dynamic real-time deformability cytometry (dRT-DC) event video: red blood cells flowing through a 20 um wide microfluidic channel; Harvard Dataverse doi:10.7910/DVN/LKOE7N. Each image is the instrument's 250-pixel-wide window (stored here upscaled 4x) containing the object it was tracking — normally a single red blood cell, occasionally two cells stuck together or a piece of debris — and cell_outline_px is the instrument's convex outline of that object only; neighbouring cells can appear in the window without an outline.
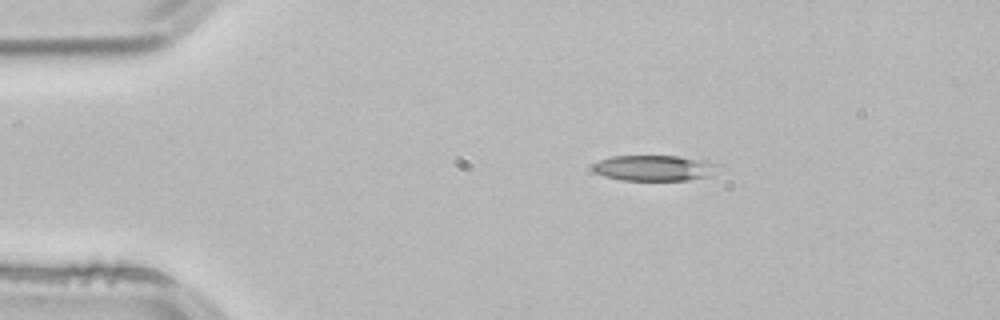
{"species": "common noctule bat (a hibernating species)", "species_latin": "Nyctalus noctula", "temperature_condition": "room temperature", "stored_images_in_passage": 2, "camera_frame_rate_fps": 3000, "um_per_image_px": 0.085, "animal": {"sex": "male", "body_mass_g": 21.5, "forearm_length_mm": 52.0}, "frame": {"image": 1, "passage_image": 1, "time_ms": 0.0, "image_size_px": [1000, 320], "cell_outline_px": [[716, 168], [712, 176], [688, 180], [620, 180], [604, 176], [592, 172], [592, 164], [600, 160], [612, 156], [680, 156], [704, 160], [716, 164]], "centroid_in_image_um": [55.56, 14.28], "position_along_channel_um": 29.4, "area_um2": 18.79}}